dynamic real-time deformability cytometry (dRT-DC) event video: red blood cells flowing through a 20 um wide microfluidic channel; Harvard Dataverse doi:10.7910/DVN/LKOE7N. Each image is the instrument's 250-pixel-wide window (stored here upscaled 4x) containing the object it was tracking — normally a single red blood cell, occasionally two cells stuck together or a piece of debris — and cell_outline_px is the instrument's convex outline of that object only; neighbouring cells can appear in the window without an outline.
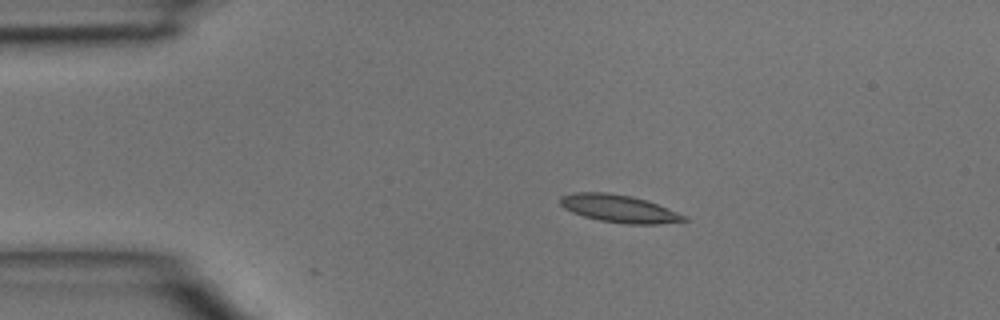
{"species": "common noctule bat (a hibernating species)", "species_latin": "Nyctalus noctula", "temperature_condition": "room temperature", "stored_images_in_passage": 3, "camera_frame_rate_fps": 3000, "um_per_image_px": 0.085, "animal": {"sex": "male", "body_mass_g": 15.6}, "frame": {"image": 1, "passage_image": 2, "time_ms": 0.333, "image_size_px": [1000, 320], "cell_outline_px": [[688, 220], [656, 224], [628, 224], [600, 220], [584, 216], [572, 212], [564, 208], [560, 204], [560, 196], [576, 192], [604, 192], [628, 196], [644, 200], [656, 204], [688, 216]], "centroid_in_image_um": [52.6, 17.73], "position_along_channel_um": 32.4, "area_um2": 19.54}}